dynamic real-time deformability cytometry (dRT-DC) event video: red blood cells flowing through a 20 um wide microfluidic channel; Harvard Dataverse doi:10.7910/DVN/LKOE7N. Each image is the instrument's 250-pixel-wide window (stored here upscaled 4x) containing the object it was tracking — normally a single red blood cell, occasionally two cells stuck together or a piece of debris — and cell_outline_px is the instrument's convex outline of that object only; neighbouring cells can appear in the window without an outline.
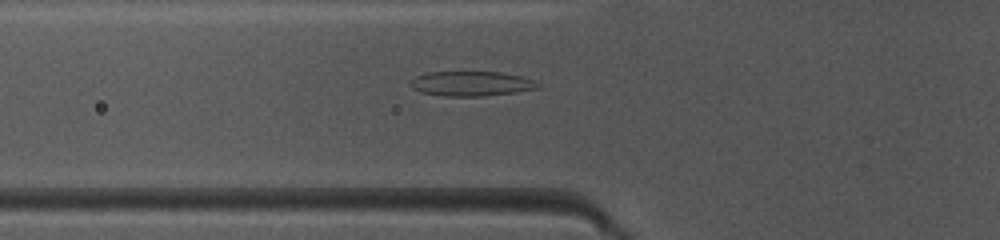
{"species": "common noctule bat (a hibernating species)", "species_latin": "Nyctalus noctula", "temperature_condition": "warm", "stored_images_in_passage": 45, "camera_frame_rate_fps": 3000, "um_per_image_px": 0.085, "animal": {"sex": "female", "body_mass_g": 10.0, "forearm_length_mm": 53.1}, "frame": {"image": 1, "passage_image": 17, "time_ms": 5.333, "image_size_px": [1000, 240], "cell_outline_px": [[540, 88], [516, 92], [484, 96], [444, 96], [420, 92], [412, 88], [408, 84], [416, 76], [428, 72], [504, 72], [536, 80], [540, 84]], "centroid_in_image_um": [40.08, 7.11], "position_along_channel_um": 85.7, "area_um2": 18.55}}
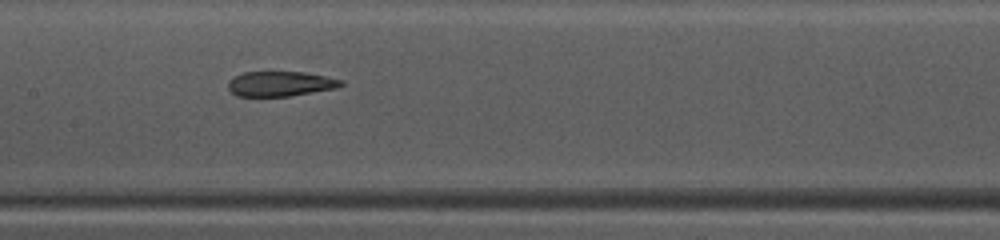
{"frame": {"image": 2, "passage_image": 24, "time_ms": 7.667, "image_size_px": [1000, 240], "cell_outline_px": [[344, 84], [336, 88], [288, 96], [236, 96], [228, 88], [228, 80], [244, 72], [304, 72], [344, 80]], "centroid_in_image_um": [23.82, 7.12], "position_along_channel_um": 183.6, "area_um2": 16.3}}
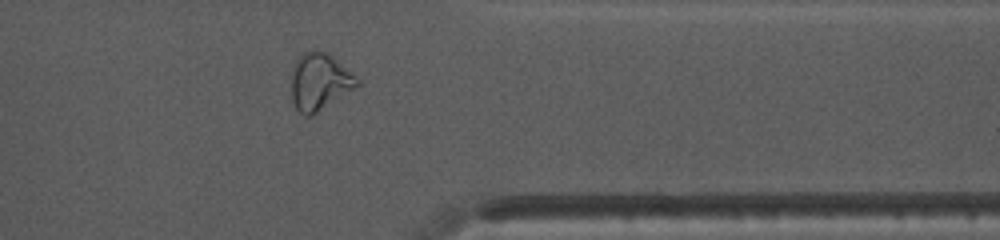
{"frame": {"image": 3, "passage_image": 39, "time_ms": 12.667, "image_size_px": [1000, 240], "cell_outline_px": [[360, 84], [312, 116], [304, 116], [296, 108], [292, 100], [292, 68], [296, 60], [308, 48], [316, 48], [328, 52], [356, 76], [360, 80]], "centroid_in_image_um": [27.15, 6.9], "position_along_channel_um": 384.2, "area_um2": 22.02}}